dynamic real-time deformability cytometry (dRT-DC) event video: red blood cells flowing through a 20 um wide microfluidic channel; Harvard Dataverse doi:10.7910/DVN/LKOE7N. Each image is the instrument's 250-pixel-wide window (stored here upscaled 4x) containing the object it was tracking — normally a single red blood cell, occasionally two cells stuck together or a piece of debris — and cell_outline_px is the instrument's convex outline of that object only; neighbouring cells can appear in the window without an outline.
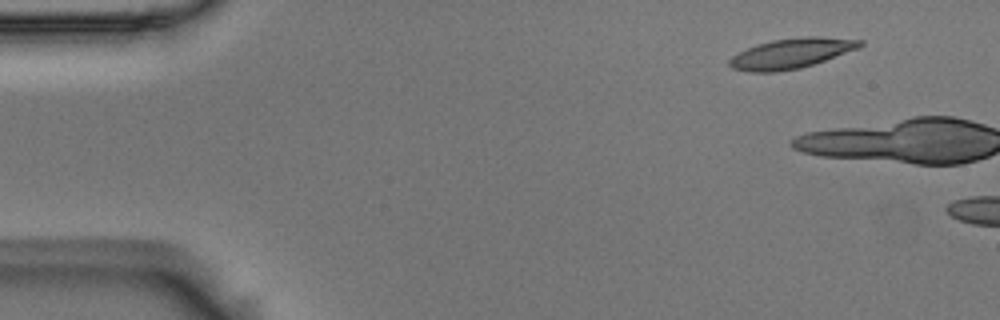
{"species": "Egyptian fruit bat (a non-hibernating species)", "species_latin": "Rousettus aegyptiacus", "temperature_condition": "room temperature", "stored_images_in_passage": 2, "camera_frame_rate_fps": 3000, "um_per_image_px": 0.085, "animal": {"sex": "male"}, "frame": {"image": 1, "passage_image": 1, "time_ms": 0.0, "image_size_px": [1000, 320], "cell_outline_px": [[864, 44], [856, 48], [824, 60], [800, 68], [776, 72], [752, 72], [732, 68], [728, 64], [728, 60], [732, 56], [756, 44], [772, 40], [804, 36], [820, 36], [864, 40]], "centroid_in_image_um": [67.23, 4.53], "position_along_channel_um": 17.8, "area_um2": 22.66}}